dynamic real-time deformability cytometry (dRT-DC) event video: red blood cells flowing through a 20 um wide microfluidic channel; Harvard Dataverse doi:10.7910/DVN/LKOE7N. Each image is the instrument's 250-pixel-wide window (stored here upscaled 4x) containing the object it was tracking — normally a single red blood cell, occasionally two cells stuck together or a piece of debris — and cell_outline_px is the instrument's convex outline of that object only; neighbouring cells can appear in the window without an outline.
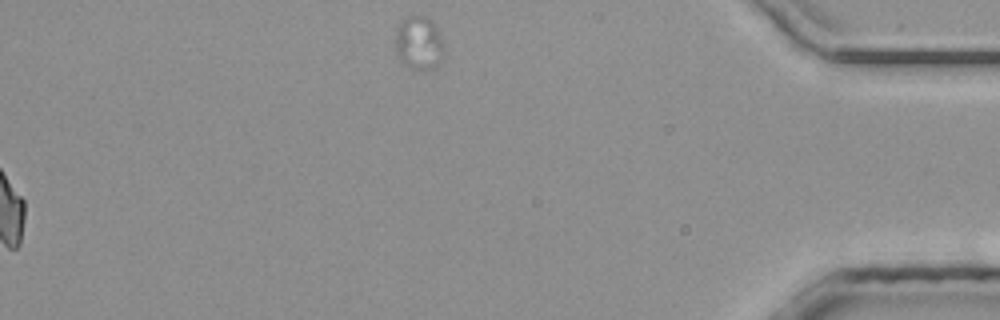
{"species": "common noctule bat (a hibernating species)", "species_latin": "Nyctalus noctula", "temperature_condition": "room temperature", "stored_images_in_passage": 45, "segment_of_instrument_passage": [2, 2], "camera_frame_rate_fps": 3000, "um_per_image_px": 0.085, "animal": {"sex": "male", "body_mass_g": 20.4}, "frame": {"image": 1, "passage_image": 45, "time_ms": 14.667, "image_size_px": [1000, 320], "cell_outline_px": [[444, 52], [440, 64], [432, 68], [408, 68], [396, 56], [396, 28], [408, 16], [428, 16], [432, 20], [444, 44]], "centroid_in_image_um": [35.61, 3.66], "position_along_channel_um": 399.6, "area_um2": 15.14}}